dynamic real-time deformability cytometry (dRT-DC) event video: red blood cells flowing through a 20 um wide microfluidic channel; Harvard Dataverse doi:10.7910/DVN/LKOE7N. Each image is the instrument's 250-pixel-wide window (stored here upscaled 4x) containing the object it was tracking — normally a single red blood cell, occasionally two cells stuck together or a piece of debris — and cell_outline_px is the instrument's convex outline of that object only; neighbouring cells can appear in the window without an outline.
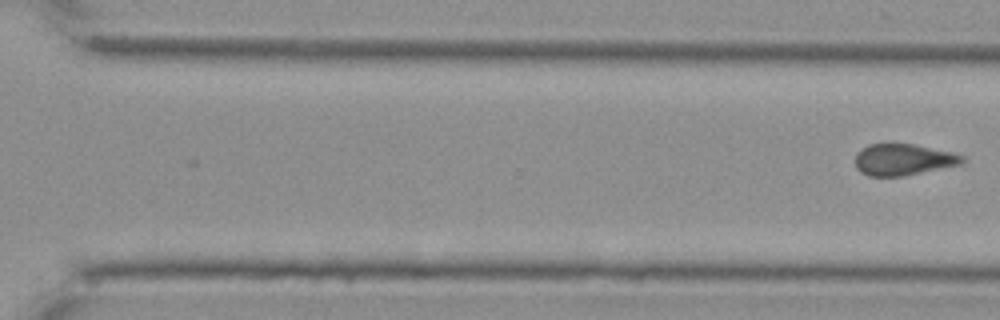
{"species": "Egyptian fruit bat (a non-hibernating species)", "species_latin": "Rousettus aegyptiacus", "temperature_condition": "cold", "stored_images_in_passage": 10, "camera_frame_rate_fps": 3000, "um_per_image_px": 0.085, "animal": {"sex": "female"}, "frame": {"image": 1, "passage_image": 10, "time_ms": 3.0, "image_size_px": [1000, 320], "cell_outline_px": [[968, 160], [964, 164], [904, 176], [868, 176], [860, 172], [856, 168], [856, 152], [860, 148], [868, 144], [912, 144], [952, 152], [964, 156]], "centroid_in_image_um": [76.8, 13.57], "position_along_channel_um": 293.8, "area_um2": 19.88}}